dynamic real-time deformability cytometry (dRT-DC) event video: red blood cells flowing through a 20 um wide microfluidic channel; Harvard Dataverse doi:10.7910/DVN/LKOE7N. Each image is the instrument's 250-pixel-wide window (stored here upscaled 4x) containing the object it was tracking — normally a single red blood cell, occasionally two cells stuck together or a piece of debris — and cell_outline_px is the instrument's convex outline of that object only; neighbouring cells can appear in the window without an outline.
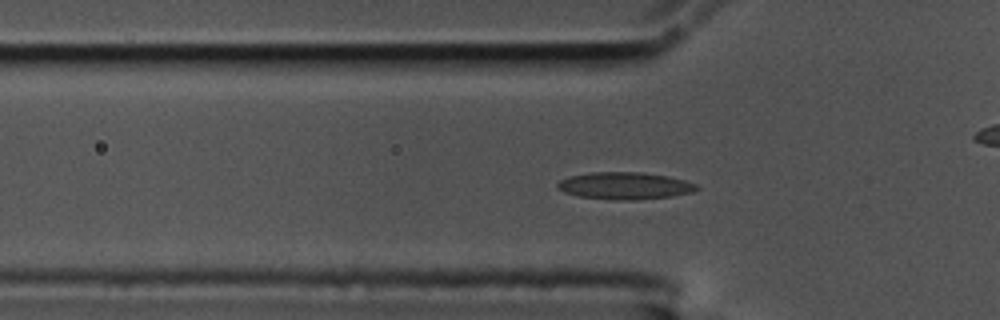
{"species": "common noctule bat (a hibernating species)", "species_latin": "Nyctalus noctula", "temperature_condition": "cold", "stored_images_in_passage": 54, "camera_frame_rate_fps": 3000, "um_per_image_px": 0.085, "animal": {"sex": "male", "body_mass_g": 17.5, "forearm_length_mm": 52.3}, "frame": {"image": 1, "passage_image": 14, "time_ms": 4.333, "image_size_px": [1000, 320], "cell_outline_px": [[700, 188], [692, 192], [672, 196], [636, 200], [616, 200], [580, 196], [564, 192], [556, 188], [556, 184], [560, 180], [568, 176], [588, 172], [640, 172], [668, 176], [684, 180], [696, 184]], "centroid_in_image_um": [53.08, 15.78], "position_along_channel_um": 72.7, "area_um2": 22.08}}
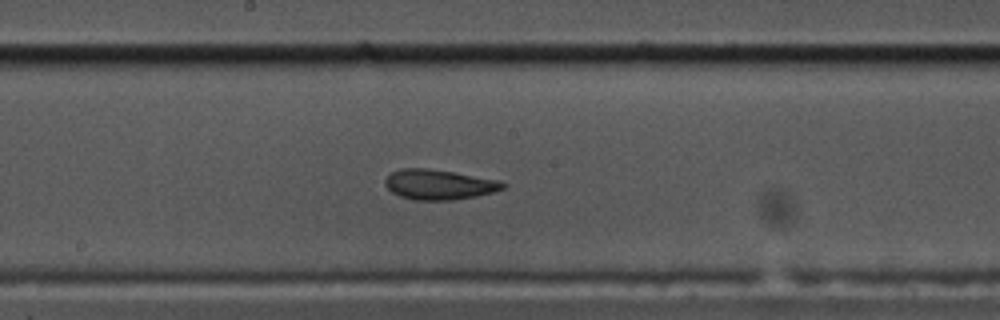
{"frame": {"image": 2, "passage_image": 26, "time_ms": 8.333, "image_size_px": [1000, 320], "cell_outline_px": [[508, 184], [504, 188], [492, 192], [476, 196], [452, 200], [412, 200], [400, 196], [392, 192], [384, 184], [384, 180], [392, 172], [400, 168], [424, 168], [452, 172], [500, 180]], "centroid_in_image_um": [37.31, 15.69], "position_along_channel_um": 210.9, "area_um2": 20.58}}
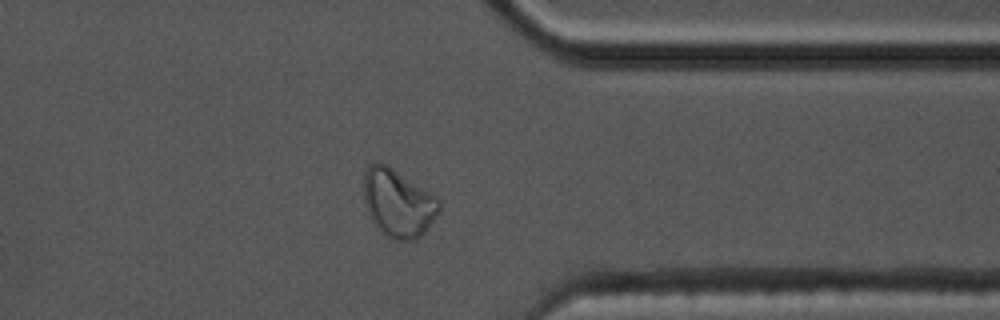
{"frame": {"image": 3, "passage_image": 41, "time_ms": 13.333, "image_size_px": [1000, 320], "cell_outline_px": [[440, 208], [436, 216], [424, 232], [416, 240], [396, 240], [380, 232], [376, 228], [364, 204], [364, 172], [368, 164], [376, 160], [380, 160], [388, 164], [436, 196], [440, 200]], "centroid_in_image_um": [33.8, 17.22], "position_along_channel_um": 377.6, "area_um2": 30.17}, "authors_computed_cell_mechanics": {"area_um2": 20.9236, "velocity_mm_per_s": 3.4556, "shape_relaxation_time_tau1_ms": null, "shape_relaxation_time_tau2_ms": 2.9809, "deformation_change_tau1": null, "deformation_change_tau2": 0.0932}}